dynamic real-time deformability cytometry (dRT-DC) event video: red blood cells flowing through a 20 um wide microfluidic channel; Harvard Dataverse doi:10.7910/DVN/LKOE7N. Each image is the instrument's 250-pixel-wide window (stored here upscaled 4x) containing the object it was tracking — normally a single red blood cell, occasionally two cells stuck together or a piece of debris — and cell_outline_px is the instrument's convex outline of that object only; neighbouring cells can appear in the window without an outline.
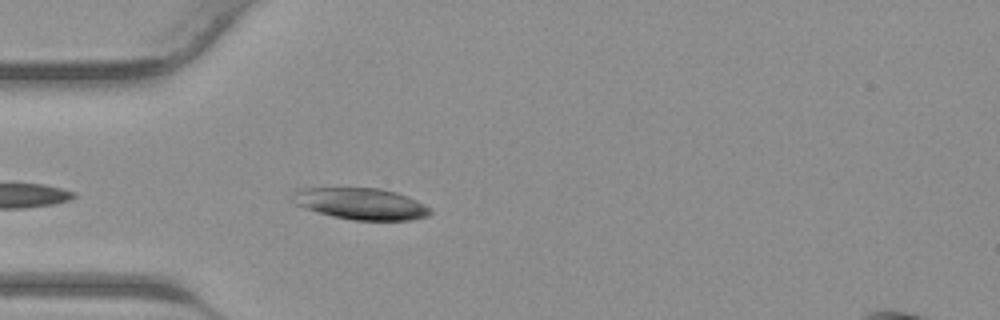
{"species": "common noctule bat (a hibernating species)", "species_latin": "Nyctalus noctula", "temperature_condition": "warm", "stored_images_in_passage": 26, "camera_frame_rate_fps": 3000, "um_per_image_px": 0.085, "animal": {"sex": "male", "body_mass_g": 23.1, "forearm_length_mm": 52.7}, "frame": {"image": 1, "passage_image": 3, "time_ms": 0.667, "image_size_px": [1000, 320], "cell_outline_px": [[432, 212], [428, 216], [412, 220], [352, 220], [332, 216], [296, 204], [296, 192], [300, 188], [380, 188], [396, 192], [416, 200], [432, 208]], "centroid_in_image_um": [30.79, 17.32], "position_along_channel_um": 54.2, "area_um2": 24.85}}
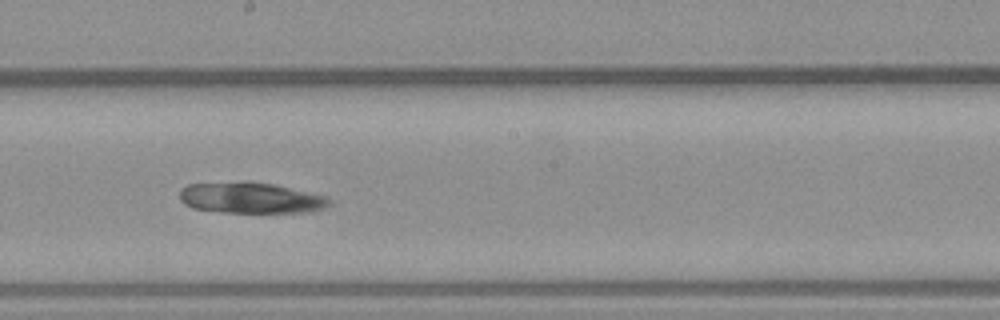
{"frame": {"image": 2, "passage_image": 14, "time_ms": 4.333, "image_size_px": [1000, 320], "cell_outline_px": [[332, 204], [328, 208], [308, 212], [220, 212], [192, 208], [184, 204], [180, 200], [180, 188], [188, 184], [240, 180], [248, 180], [276, 184], [324, 196], [332, 200]], "centroid_in_image_um": [21.3, 16.8], "position_along_channel_um": 226.9, "area_um2": 27.63}}
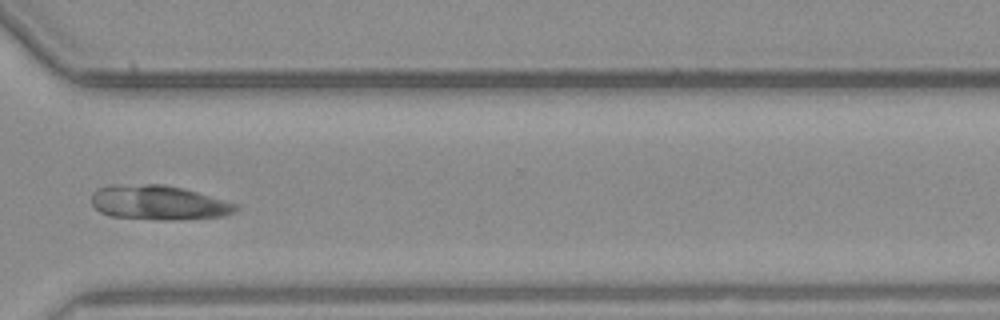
{"frame": {"image": 3, "passage_image": 22, "time_ms": 7.0, "image_size_px": [1000, 320], "cell_outline_px": [[240, 208], [236, 212], [224, 216], [176, 220], [156, 220], [108, 216], [100, 212], [92, 204], [92, 192], [96, 188], [108, 184], [164, 184], [184, 188], [240, 204]], "centroid_in_image_um": [13.49, 17.22], "position_along_channel_um": 357.1, "area_um2": 29.77}}